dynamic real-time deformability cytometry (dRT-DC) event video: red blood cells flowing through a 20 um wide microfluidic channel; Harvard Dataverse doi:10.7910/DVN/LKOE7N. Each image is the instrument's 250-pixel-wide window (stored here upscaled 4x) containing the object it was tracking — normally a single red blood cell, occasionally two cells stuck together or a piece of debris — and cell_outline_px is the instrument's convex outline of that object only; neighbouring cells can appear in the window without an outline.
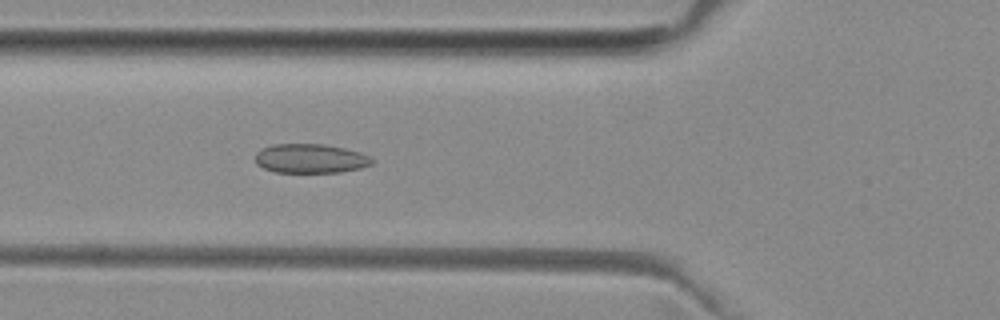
{"species": "common noctule bat (a hibernating species)", "species_latin": "Nyctalus noctula", "temperature_condition": "room temperature", "stored_images_in_passage": 36, "camera_frame_rate_fps": 3000, "um_per_image_px": 0.085, "animal": {"sex": "female", "body_mass_g": 29.2, "forearm_length_mm": 56.3}, "frame": {"image": 1, "passage_image": 9, "time_ms": 2.667, "image_size_px": [1000, 320], "cell_outline_px": [[372, 164], [360, 168], [340, 172], [276, 172], [264, 168], [256, 164], [256, 152], [260, 148], [272, 144], [324, 144], [344, 148], [360, 152], [368, 156], [372, 160]], "centroid_in_image_um": [26.35, 13.46], "position_along_channel_um": 99.4, "area_um2": 19.83}}
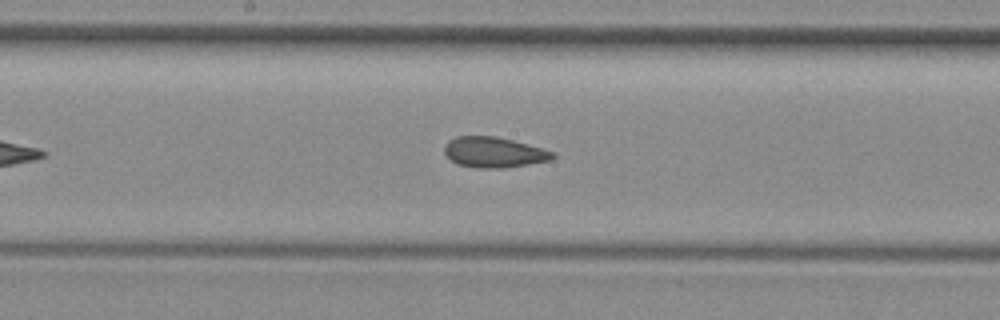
{"frame": {"image": 2, "passage_image": 17, "time_ms": 5.333, "image_size_px": [1000, 320], "cell_outline_px": [[556, 156], [552, 160], [504, 168], [476, 168], [456, 164], [444, 152], [444, 148], [448, 140], [456, 136], [496, 136], [528, 144], [556, 152]], "centroid_in_image_um": [42.0, 12.94], "position_along_channel_um": 206.2, "area_um2": 19.36}}
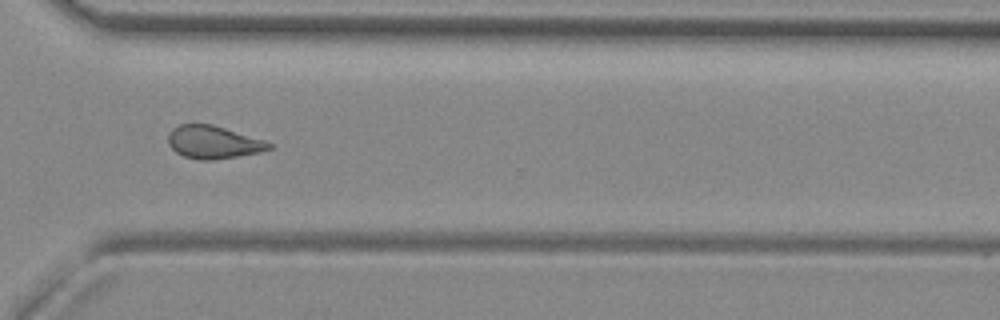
{"frame": {"image": 3, "passage_image": 28, "time_ms": 9.0, "image_size_px": [1000, 320], "cell_outline_px": [[272, 148], [260, 152], [212, 160], [200, 160], [184, 156], [176, 152], [168, 144], [168, 136], [172, 128], [180, 124], [212, 124], [264, 140], [272, 144]], "centroid_in_image_um": [18.11, 12.08], "position_along_channel_um": 352.5, "area_um2": 19.13}, "authors_computed_cell_mechanics": {"area_um2": 19.4497, "velocity_mm_per_s": 3.9917, "shape_relaxation_time_tau1_ms": null, "shape_relaxation_time_tau2_ms": 1.9094, "deformation_change_tau1": null, "deformation_change_tau2": 0.0938}}